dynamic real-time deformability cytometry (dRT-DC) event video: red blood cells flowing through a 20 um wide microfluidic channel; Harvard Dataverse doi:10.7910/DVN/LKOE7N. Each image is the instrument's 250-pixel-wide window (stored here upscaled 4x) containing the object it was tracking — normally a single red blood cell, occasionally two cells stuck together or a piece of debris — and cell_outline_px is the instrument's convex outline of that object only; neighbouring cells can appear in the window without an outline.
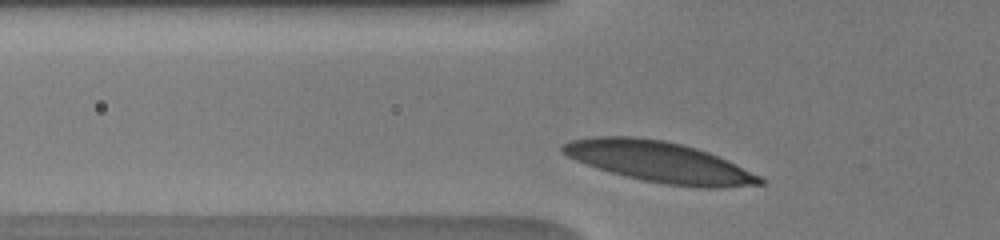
{"species": "human", "species_latin": "Homo sapiens", "temperature_condition": "warm", "stored_images_in_passage": 7, "camera_frame_rate_fps": 3000, "um_per_image_px": 0.085, "donor": {"sex": "male"}, "frame": {"image": 1, "passage_image": 5, "time_ms": 1.333, "image_size_px": [1000, 240], "cell_outline_px": [[764, 184], [720, 188], [700, 188], [668, 184], [644, 180], [612, 172], [576, 160], [560, 152], [560, 148], [564, 144], [572, 140], [596, 136], [632, 136], [664, 140], [696, 148], [708, 152], [760, 176], [764, 180]], "centroid_in_image_um": [56.05, 13.76], "position_along_channel_um": 69.8, "area_um2": 46.07}}